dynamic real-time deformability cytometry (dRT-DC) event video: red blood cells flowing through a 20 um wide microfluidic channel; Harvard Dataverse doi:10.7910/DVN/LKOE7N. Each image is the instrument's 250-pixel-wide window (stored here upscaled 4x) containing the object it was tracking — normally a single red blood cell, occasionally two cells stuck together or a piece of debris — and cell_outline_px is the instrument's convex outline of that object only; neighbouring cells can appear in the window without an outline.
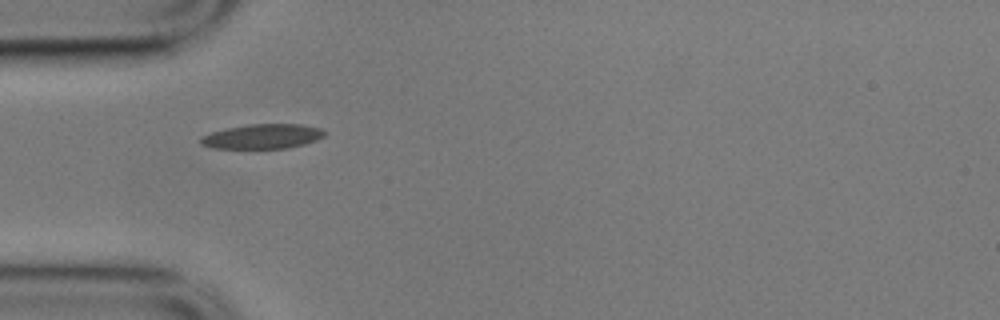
{"species": "common noctule bat (a hibernating species)", "species_latin": "Nyctalus noctula", "temperature_condition": "cold", "stored_images_in_passage": 41, "camera_frame_rate_fps": 3000, "um_per_image_px": 0.085, "animal": {"sex": "male", "body_mass_g": 17.9}, "frame": {"image": 1, "passage_image": 1, "time_ms": 0.0, "image_size_px": [1000, 320], "cell_outline_px": [[328, 132], [324, 136], [316, 140], [304, 144], [288, 148], [212, 148], [200, 144], [200, 136], [212, 132], [228, 128], [248, 124], [300, 124], [320, 128]], "centroid_in_image_um": [22.32, 11.59], "position_along_channel_um": 62.7, "area_um2": 17.8}}
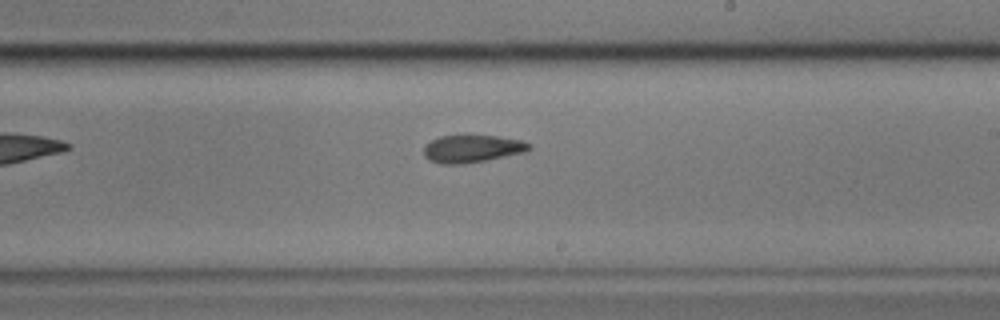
{"frame": {"image": 2, "passage_image": 17, "time_ms": 5.333, "image_size_px": [1000, 320], "cell_outline_px": [[532, 148], [528, 152], [464, 164], [440, 164], [428, 160], [424, 156], [424, 144], [440, 136], [468, 132], [524, 140], [532, 144]], "centroid_in_image_um": [40.15, 12.59], "position_along_channel_um": 248.9, "area_um2": 17.92}}
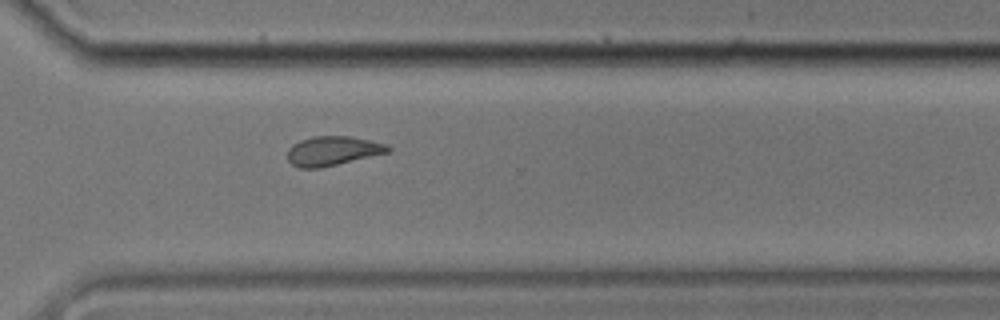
{"frame": {"image": 3, "passage_image": 25, "time_ms": 8.0, "image_size_px": [1000, 320], "cell_outline_px": [[392, 148], [388, 152], [320, 168], [300, 168], [292, 164], [288, 160], [288, 148], [292, 144], [300, 140], [312, 136], [348, 136], [388, 144]], "centroid_in_image_um": [28.25, 12.82], "position_along_channel_um": 342.3, "area_um2": 17.05}, "authors_computed_cell_mechanics": {"area_um2": 17.6868, "velocity_mm_per_s": 3.5113, "shape_relaxation_time_tau1_ms": 5.6036, "shape_relaxation_time_tau2_ms": 8.7103, "deformation_change_tau1": 0.1274, "deformation_change_tau2": 0.13}}